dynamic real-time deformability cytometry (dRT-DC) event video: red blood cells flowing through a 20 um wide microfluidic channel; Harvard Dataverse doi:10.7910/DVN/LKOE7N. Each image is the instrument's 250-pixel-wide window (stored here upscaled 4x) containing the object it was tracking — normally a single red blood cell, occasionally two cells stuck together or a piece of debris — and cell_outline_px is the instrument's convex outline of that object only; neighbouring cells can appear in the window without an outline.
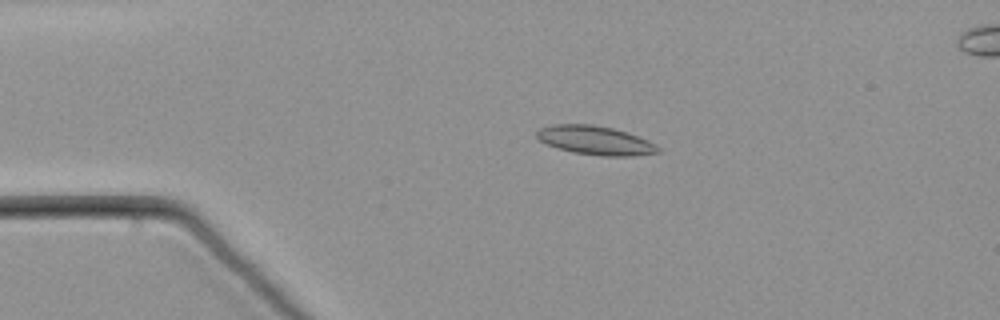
{"species": "common noctule bat (a hibernating species)", "species_latin": "Nyctalus noctula", "temperature_condition": "warm", "stored_images_in_passage": 61, "camera_frame_rate_fps": 3000, "um_per_image_px": 0.085, "animal": {"sex": "male", "body_mass_g": 21.5, "forearm_length_mm": 52.0}, "frame": {"image": 1, "passage_image": 14, "time_ms": 4.333, "image_size_px": [1000, 320], "cell_outline_px": [[660, 152], [632, 156], [600, 156], [572, 152], [548, 144], [540, 140], [536, 136], [536, 132], [540, 128], [552, 124], [592, 124], [612, 128], [628, 132], [648, 140], [656, 144], [660, 148]], "centroid_in_image_um": [50.63, 11.93], "position_along_channel_um": 34.4, "area_um2": 20.4}}
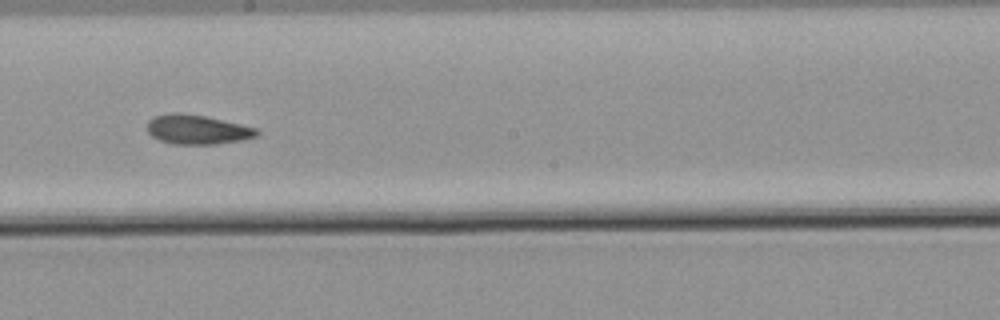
{"frame": {"image": 2, "passage_image": 35, "time_ms": 11.333, "image_size_px": [1000, 320], "cell_outline_px": [[260, 132], [256, 136], [244, 140], [216, 144], [172, 144], [160, 140], [152, 136], [148, 132], [148, 120], [156, 116], [172, 112], [204, 116], [256, 128]], "centroid_in_image_um": [16.77, 11.02], "position_along_channel_um": 231.4, "area_um2": 18.55}}
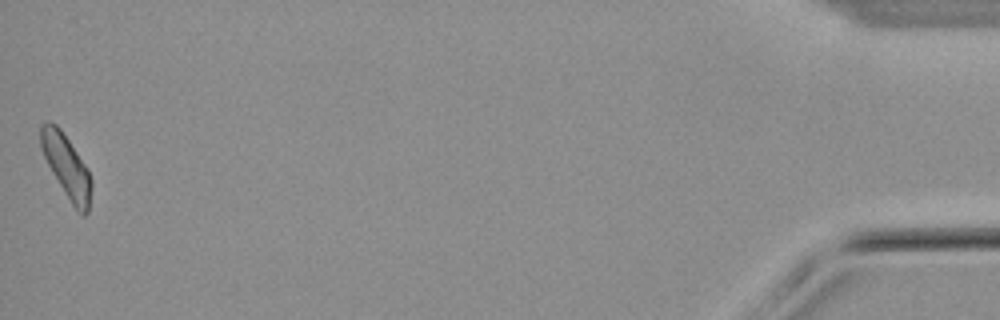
{"frame": {"image": 3, "passage_image": 61, "time_ms": 20.0, "image_size_px": [1000, 320], "cell_outline_px": [[92, 188], [88, 212], [84, 216], [80, 216], [76, 212], [52, 172], [40, 148], [40, 124], [48, 120], [56, 124], [60, 128], [88, 168], [92, 180]], "centroid_in_image_um": [5.66, 14.16], "position_along_channel_um": 429.5, "area_um2": 18.84}}